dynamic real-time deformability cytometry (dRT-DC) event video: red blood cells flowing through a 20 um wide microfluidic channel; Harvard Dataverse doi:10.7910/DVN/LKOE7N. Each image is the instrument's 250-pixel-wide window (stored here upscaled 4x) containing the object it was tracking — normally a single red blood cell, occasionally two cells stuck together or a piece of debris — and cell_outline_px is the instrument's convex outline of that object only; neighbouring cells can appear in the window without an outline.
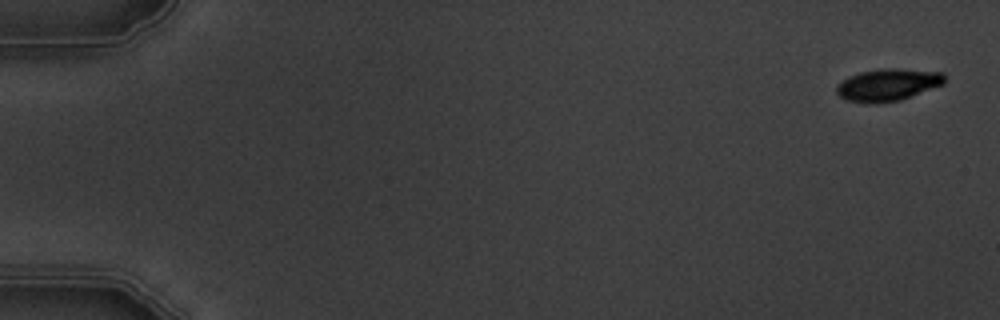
{"species": "common noctule bat (a hibernating species)", "species_latin": "Nyctalus noctula", "temperature_condition": "warm", "stored_images_in_passage": 8, "camera_frame_rate_fps": 3000, "um_per_image_px": 0.085, "animal": {"sex": "male", "body_mass_g": 19.5, "forearm_length_mm": 54.6}, "frame": {"image": 1, "passage_image": 1, "time_ms": 0.0, "image_size_px": [1000, 320], "cell_outline_px": [[944, 84], [900, 100], [876, 104], [848, 100], [840, 96], [836, 92], [836, 84], [848, 76], [860, 72], [884, 68], [896, 68], [944, 72]], "centroid_in_image_um": [75.46, 7.2], "position_along_channel_um": 9.5, "area_um2": 20.29}}
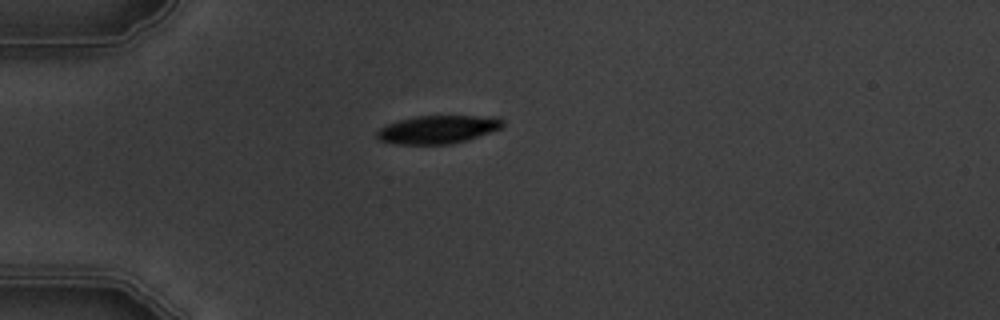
{"frame": {"image": 2, "passage_image": 5, "time_ms": 4.667, "image_size_px": [1000, 320], "cell_outline_px": [[504, 124], [500, 128], [468, 140], [452, 144], [396, 144], [380, 140], [376, 136], [376, 132], [380, 128], [388, 124], [400, 120], [416, 116], [496, 116], [504, 120]], "centroid_in_image_um": [37.23, 11.0], "position_along_channel_um": 47.8, "area_um2": 20.58}}
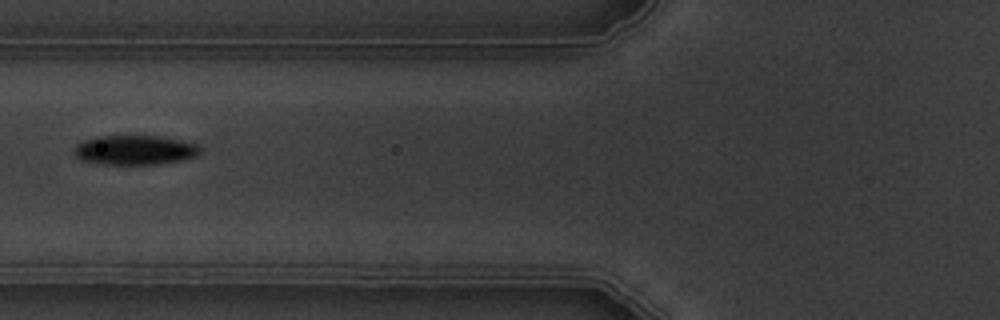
{"frame": {"image": 3, "passage_image": 7, "time_ms": 7.0, "image_size_px": [1000, 320], "cell_outline_px": [[200, 152], [196, 156], [180, 160], [156, 164], [100, 164], [80, 160], [72, 152], [72, 148], [76, 144], [84, 140], [96, 136], [160, 136], [200, 144]], "centroid_in_image_um": [11.41, 12.75], "position_along_channel_um": 114.4, "area_um2": 21.85}}